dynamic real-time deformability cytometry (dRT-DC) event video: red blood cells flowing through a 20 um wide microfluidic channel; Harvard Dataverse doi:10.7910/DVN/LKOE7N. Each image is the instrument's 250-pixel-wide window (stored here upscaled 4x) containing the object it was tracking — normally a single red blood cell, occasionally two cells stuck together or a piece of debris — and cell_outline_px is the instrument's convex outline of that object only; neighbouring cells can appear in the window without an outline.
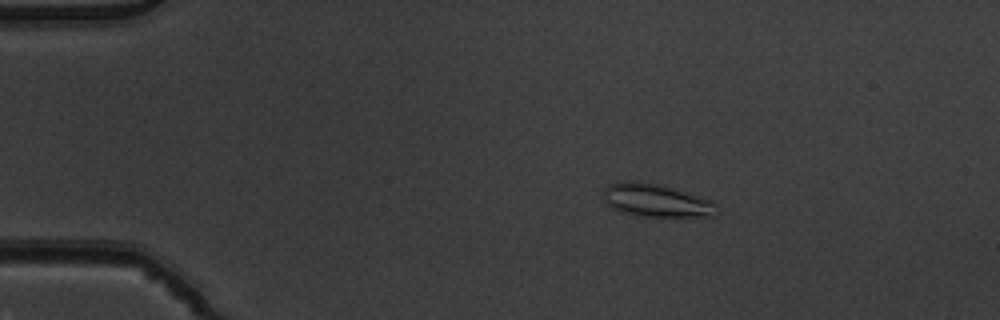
{"species": "common noctule bat (a hibernating species)", "species_latin": "Nyctalus noctula", "temperature_condition": "warm", "stored_images_in_passage": 5, "camera_frame_rate_fps": 3000, "um_per_image_px": 0.085, "animal": {"sex": "male", "body_mass_g": 19.5, "forearm_length_mm": 54.6}, "frame": {"image": 1, "passage_image": 3, "time_ms": 0.667, "image_size_px": [1000, 320], "cell_outline_px": [[716, 204], [712, 216], [644, 216], [612, 208], [604, 200], [604, 188], [608, 184], [628, 180], [632, 180], [656, 184], [672, 188], [712, 200]], "centroid_in_image_um": [55.74, 17.01], "position_along_channel_um": 29.3, "area_um2": 21.15}}
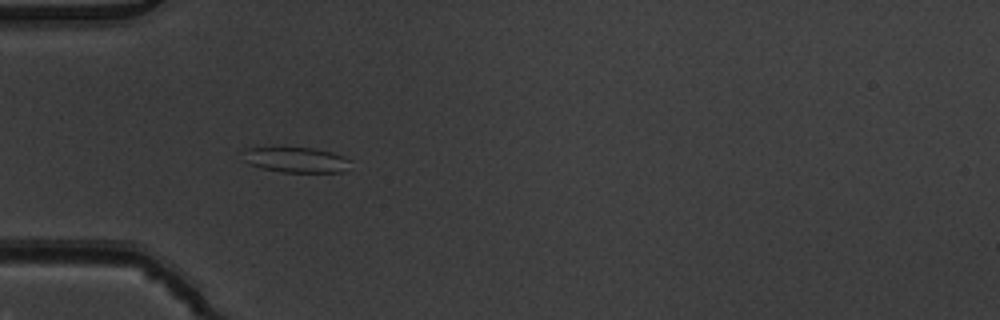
{"frame": {"image": 2, "passage_image": 5, "time_ms": 1.333, "image_size_px": [1000, 320], "cell_outline_px": [[352, 160], [344, 172], [284, 172], [264, 168], [248, 164], [236, 152], [240, 148], [312, 148], [332, 152], [344, 156]], "centroid_in_image_um": [25.09, 13.57], "position_along_channel_um": 59.9, "area_um2": 16.13}}